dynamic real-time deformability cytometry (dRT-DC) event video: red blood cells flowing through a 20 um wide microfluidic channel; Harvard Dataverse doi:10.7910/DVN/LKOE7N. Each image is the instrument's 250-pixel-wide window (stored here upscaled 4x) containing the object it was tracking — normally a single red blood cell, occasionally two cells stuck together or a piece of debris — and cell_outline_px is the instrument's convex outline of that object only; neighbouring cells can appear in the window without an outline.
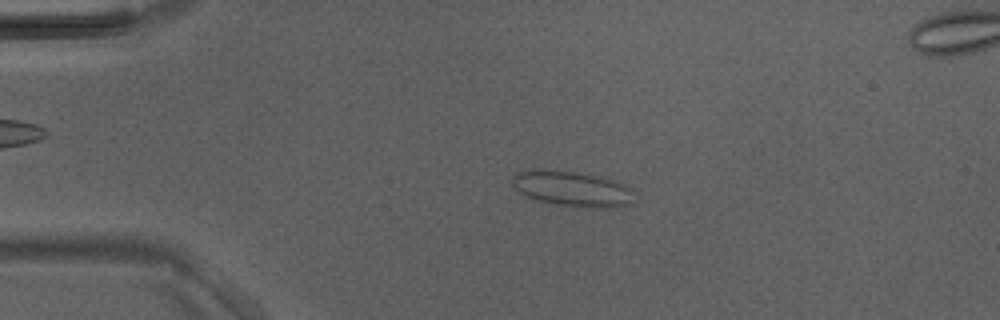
{"species": "Egyptian fruit bat (a non-hibernating species)", "species_latin": "Rousettus aegyptiacus", "temperature_condition": "room temperature", "stored_images_in_passage": 46, "segment_of_instrument_passage": [1, 2], "camera_frame_rate_fps": 3000, "um_per_image_px": 0.085, "animal": {"sex": "male"}, "frame": {"image": 1, "passage_image": 10, "time_ms": 3.0, "image_size_px": [1000, 320], "cell_outline_px": [[636, 204], [616, 208], [580, 208], [556, 204], [536, 200], [524, 196], [512, 184], [512, 176], [516, 172], [532, 168], [544, 168], [576, 172], [596, 176], [624, 184], [632, 188], [636, 192]], "centroid_in_image_um": [48.69, 16.06], "position_along_channel_um": 36.3, "area_um2": 26.07}}
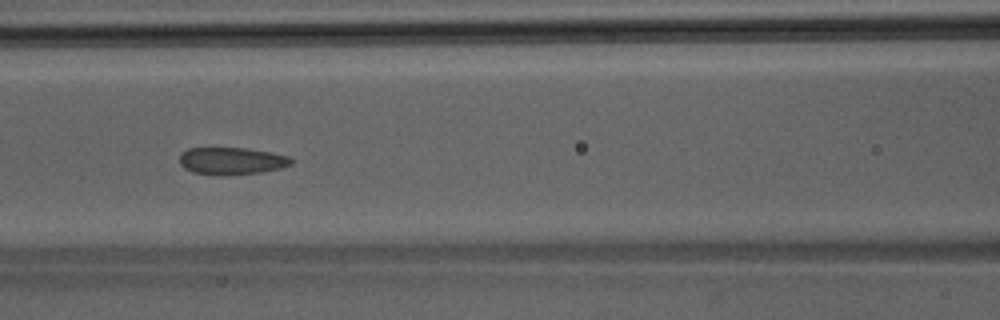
{"frame": {"image": 2, "passage_image": 20, "time_ms": 6.333, "image_size_px": [1000, 320], "cell_outline_px": [[292, 164], [280, 168], [260, 172], [224, 176], [216, 176], [192, 172], [184, 168], [180, 164], [180, 152], [188, 148], [244, 148], [268, 152], [288, 156], [292, 160]], "centroid_in_image_um": [19.63, 13.69], "position_along_channel_um": 147.0, "area_um2": 17.8}}
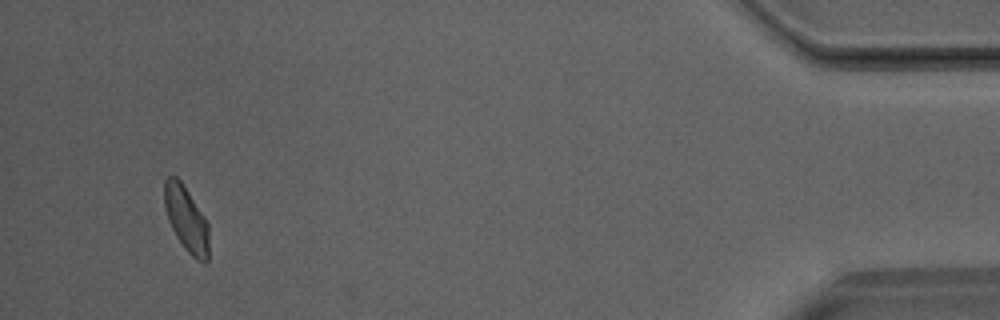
{"frame": {"image": 3, "passage_image": 43, "time_ms": 14.0, "image_size_px": [1000, 320], "cell_outline_px": [[208, 260], [204, 264], [196, 260], [184, 248], [176, 236], [168, 220], [164, 204], [164, 180], [168, 176], [176, 176], [180, 180], [188, 192], [208, 224]], "centroid_in_image_um": [15.82, 18.64], "position_along_channel_um": 419.4, "area_um2": 16.76}}